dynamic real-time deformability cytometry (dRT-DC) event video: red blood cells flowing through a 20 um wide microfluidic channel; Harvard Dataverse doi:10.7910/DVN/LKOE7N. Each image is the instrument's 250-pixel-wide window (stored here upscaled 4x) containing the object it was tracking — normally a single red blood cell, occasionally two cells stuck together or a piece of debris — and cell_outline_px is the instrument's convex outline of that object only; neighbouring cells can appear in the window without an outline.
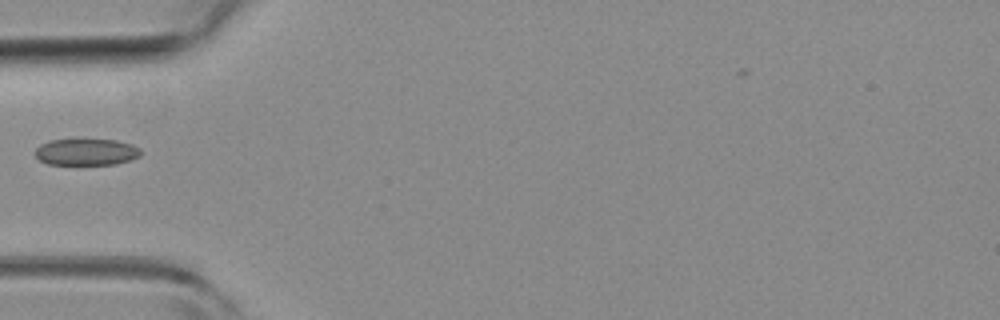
{"species": "common noctule bat (a hibernating species)", "species_latin": "Nyctalus noctula", "temperature_condition": "room temperature", "stored_images_in_passage": 3, "camera_frame_rate_fps": 3000, "um_per_image_px": 0.085, "animal": {"sex": "female", "body_mass_g": 19.3, "forearm_length_mm": 54.1}, "frame": {"image": 1, "passage_image": 3, "time_ms": 0.667, "image_size_px": [1000, 320], "cell_outline_px": [[144, 152], [140, 156], [132, 160], [116, 164], [48, 164], [40, 160], [36, 156], [36, 148], [40, 144], [48, 140], [116, 140], [132, 144], [140, 148]], "centroid_in_image_um": [7.39, 12.92], "position_along_channel_um": 77.6, "area_um2": 16.42}}